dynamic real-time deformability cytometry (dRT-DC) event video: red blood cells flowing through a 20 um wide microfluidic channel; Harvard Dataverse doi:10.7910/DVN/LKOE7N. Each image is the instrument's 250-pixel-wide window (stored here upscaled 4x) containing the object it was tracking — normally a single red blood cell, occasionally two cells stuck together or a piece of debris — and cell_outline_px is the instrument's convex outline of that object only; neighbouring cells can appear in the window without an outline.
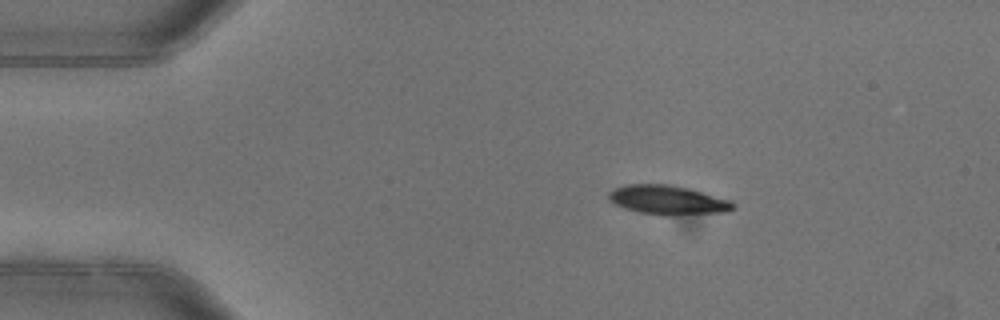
{"species": "common noctule bat (a hibernating species)", "species_latin": "Nyctalus noctula", "temperature_condition": "warm", "stored_images_in_passage": 6, "camera_frame_rate_fps": 3000, "um_per_image_px": 0.085, "animal": {"sex": "female"}, "frame": {"image": 1, "passage_image": 2, "time_ms": 0.333, "image_size_px": [1000, 320], "cell_outline_px": [[736, 204], [732, 208], [724, 212], [672, 216], [660, 216], [640, 212], [624, 208], [608, 200], [608, 192], [612, 188], [624, 184], [668, 184], [688, 188], [732, 200]], "centroid_in_image_um": [56.73, 17.0], "position_along_channel_um": 28.3, "area_um2": 21.5}}
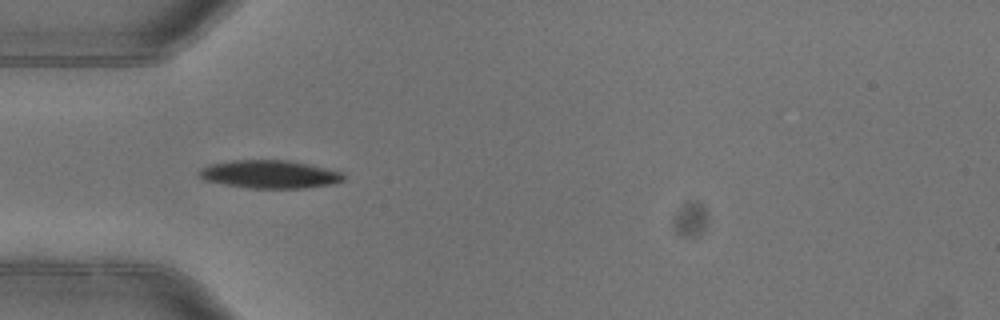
{"frame": {"image": 2, "passage_image": 4, "time_ms": 1.0, "image_size_px": [1000, 320], "cell_outline_px": [[344, 180], [336, 184], [304, 188], [248, 188], [224, 184], [204, 180], [196, 172], [200, 168], [208, 164], [232, 160], [288, 160], [308, 164], [344, 172]], "centroid_in_image_um": [22.92, 14.81], "position_along_channel_um": 62.1, "area_um2": 23.87}}